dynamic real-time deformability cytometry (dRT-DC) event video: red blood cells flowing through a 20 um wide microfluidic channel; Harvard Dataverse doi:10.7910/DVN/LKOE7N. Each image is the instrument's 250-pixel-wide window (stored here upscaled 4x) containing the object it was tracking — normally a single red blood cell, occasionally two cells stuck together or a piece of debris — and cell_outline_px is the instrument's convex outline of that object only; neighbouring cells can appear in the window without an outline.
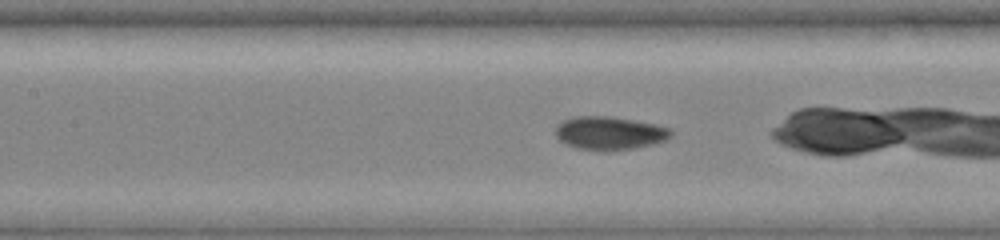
{"species": "common noctule bat (a hibernating species)", "species_latin": "Nyctalus noctula", "temperature_condition": "warm", "stored_images_in_passage": 54, "camera_frame_rate_fps": 3000, "um_per_image_px": 0.085, "animal": {"sex": "female", "body_mass_g": 19.0, "forearm_length_mm": 51.5}, "frame": {"image": 1, "passage_image": 25, "time_ms": 8.0, "image_size_px": [1000, 240], "cell_outline_px": [[672, 136], [668, 140], [656, 144], [636, 148], [612, 152], [604, 152], [576, 148], [564, 144], [556, 136], [556, 128], [564, 120], [576, 116], [608, 116], [652, 124], [668, 128], [672, 132]], "centroid_in_image_um": [51.82, 11.36], "position_along_channel_um": 155.6, "area_um2": 22.6}}
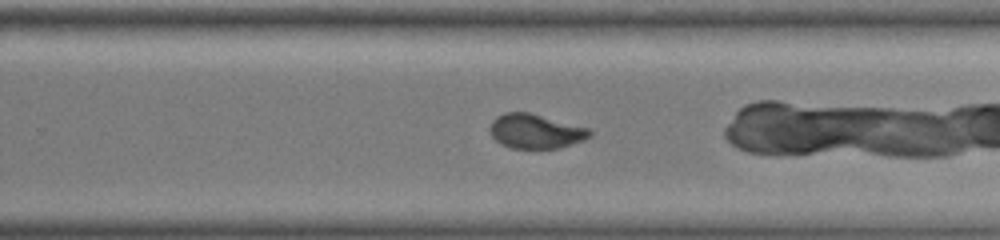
{"frame": {"image": 2, "passage_image": 36, "time_ms": 11.667, "image_size_px": [1000, 240], "cell_outline_px": [[592, 136], [584, 140], [560, 148], [508, 148], [500, 144], [492, 136], [492, 120], [496, 116], [504, 112], [528, 112], [588, 128], [592, 132]], "centroid_in_image_um": [45.53, 11.16], "position_along_channel_um": 284.3, "area_um2": 19.88}}
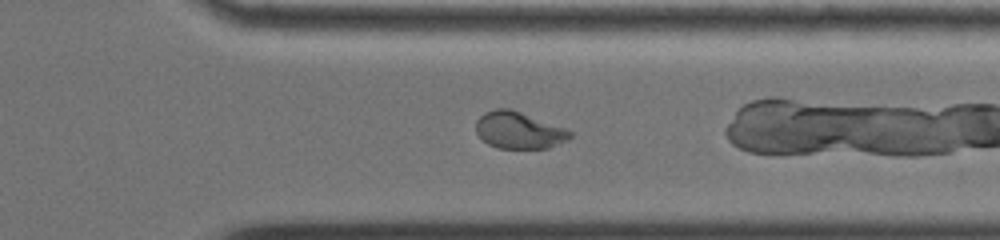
{"frame": {"image": 3, "passage_image": 43, "time_ms": 14.0, "image_size_px": [1000, 240], "cell_outline_px": [[572, 136], [568, 140], [548, 148], [496, 148], [488, 144], [476, 132], [476, 120], [484, 112], [496, 108], [508, 108], [520, 112], [564, 128], [572, 132]], "centroid_in_image_um": [44.08, 11.08], "position_along_channel_um": 367.3, "area_um2": 20.0}, "authors_computed_cell_mechanics": {"area_um2": 22.6576, "velocity_mm_per_s": 3.5192, "shape_relaxation_time_tau1_ms": 4.4722, "shape_relaxation_time_tau2_ms": 1.3295, "deformation_change_tau1": 0.149, "deformation_change_tau2": 0.041}}